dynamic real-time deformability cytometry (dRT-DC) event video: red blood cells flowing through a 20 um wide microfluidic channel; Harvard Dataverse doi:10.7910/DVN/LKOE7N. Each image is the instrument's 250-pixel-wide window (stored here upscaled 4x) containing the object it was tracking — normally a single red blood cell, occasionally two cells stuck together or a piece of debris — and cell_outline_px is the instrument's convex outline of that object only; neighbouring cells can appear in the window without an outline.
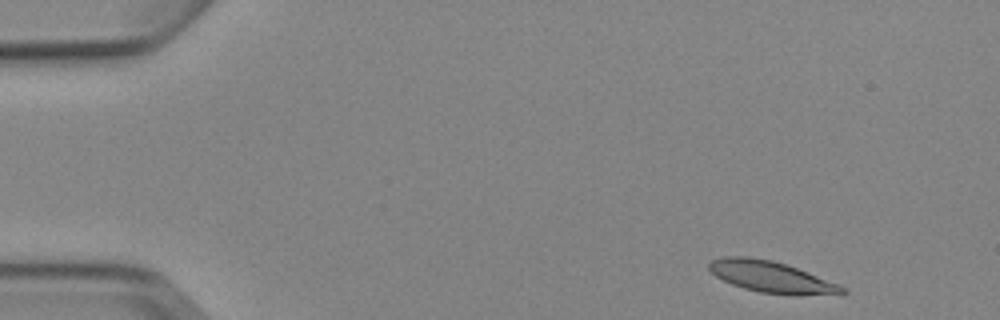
{"species": "Egyptian fruit bat (a non-hibernating species)", "species_latin": "Rousettus aegyptiacus", "temperature_condition": "cold", "stored_images_in_passage": 4, "camera_frame_rate_fps": 3000, "um_per_image_px": 0.085, "animal": {"sex": "female"}, "frame": {"image": 1, "passage_image": 1, "time_ms": 0.0, "image_size_px": [1000, 320], "cell_outline_px": [[848, 292], [844, 296], [792, 296], [760, 292], [744, 288], [732, 284], [716, 276], [708, 268], [708, 264], [712, 260], [724, 256], [748, 256], [772, 260], [796, 268], [840, 284], [848, 288]], "centroid_in_image_um": [65.7, 23.58], "position_along_channel_um": 19.3, "area_um2": 24.97}}
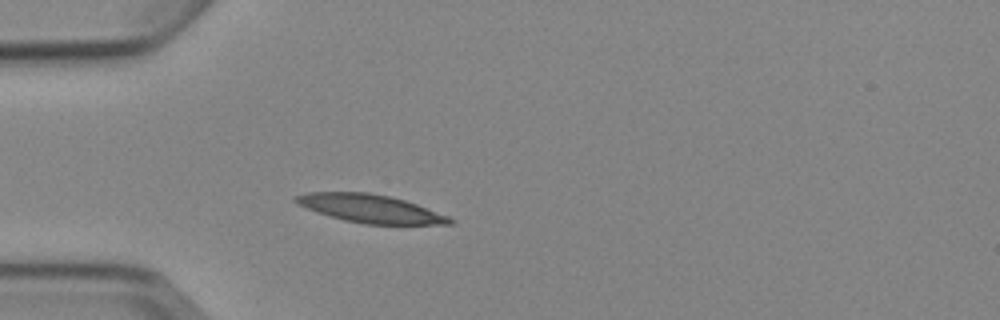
{"frame": {"image": 2, "passage_image": 4, "time_ms": 3.333, "image_size_px": [1000, 320], "cell_outline_px": [[456, 220], [452, 224], [364, 224], [344, 220], [316, 212], [296, 204], [292, 200], [292, 196], [304, 192], [368, 192], [392, 196], [416, 204], [448, 216]], "centroid_in_image_um": [31.41, 17.72], "position_along_channel_um": 53.6, "area_um2": 25.43}}